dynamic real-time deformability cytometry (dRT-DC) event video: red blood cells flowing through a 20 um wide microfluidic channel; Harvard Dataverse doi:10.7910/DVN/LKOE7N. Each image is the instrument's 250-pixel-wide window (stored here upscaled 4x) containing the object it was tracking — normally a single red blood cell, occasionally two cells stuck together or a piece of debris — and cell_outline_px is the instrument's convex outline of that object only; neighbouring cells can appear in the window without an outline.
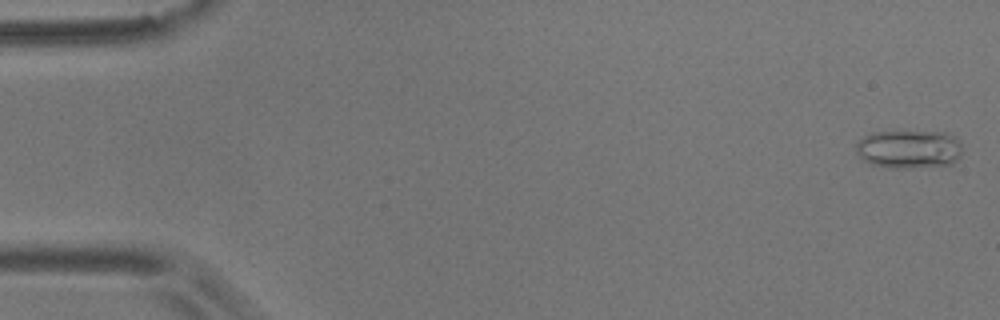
{"species": "common noctule bat (a hibernating species)", "species_latin": "Nyctalus noctula", "temperature_condition": "room temperature", "stored_images_in_passage": 9, "camera_frame_rate_fps": 3000, "um_per_image_px": 0.085, "animal": {"sex": "male", "body_mass_g": 17.9}, "frame": {"image": 1, "passage_image": 1, "time_ms": 0.0, "image_size_px": [1000, 320], "cell_outline_px": [[960, 156], [952, 164], [908, 168], [896, 168], [872, 164], [864, 160], [856, 152], [856, 144], [864, 136], [872, 132], [948, 132], [956, 136], [960, 140]], "centroid_in_image_um": [77.29, 12.67], "position_along_channel_um": 7.7, "area_um2": 23.7}}
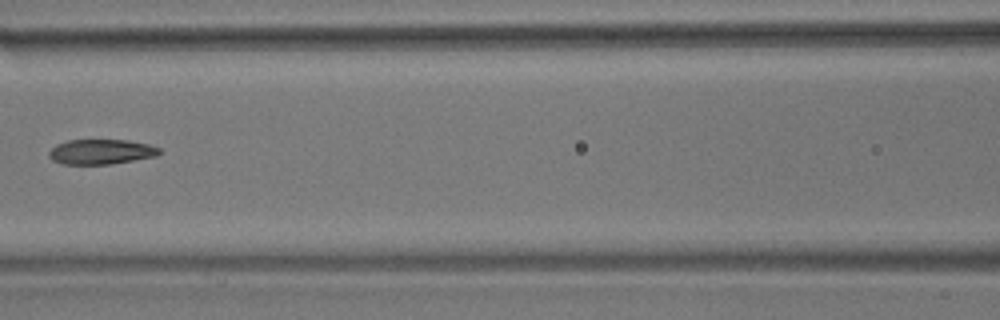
{"frame": {"image": 2, "passage_image": 7, "time_ms": 8.0, "image_size_px": [1000, 320], "cell_outline_px": [[160, 152], [156, 156], [112, 164], [64, 164], [52, 160], [48, 156], [48, 152], [56, 144], [68, 140], [128, 140], [148, 144], [160, 148]], "centroid_in_image_um": [8.57, 12.9], "position_along_channel_um": 158.0, "area_um2": 16.07}}
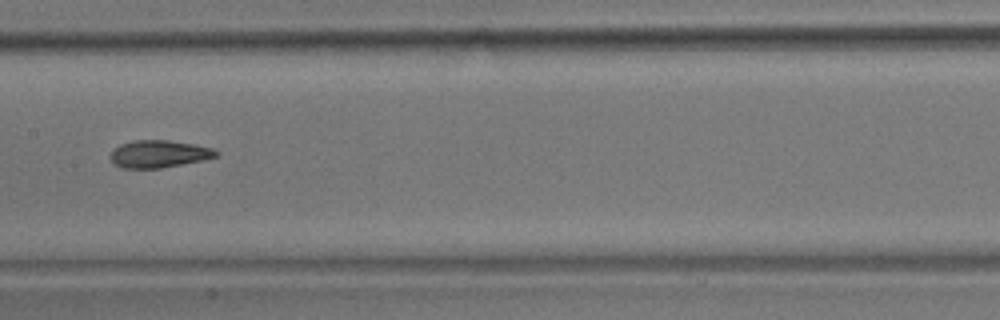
{"frame": {"image": 3, "passage_image": 8, "time_ms": 9.0, "image_size_px": [1000, 320], "cell_outline_px": [[220, 152], [216, 156], [200, 160], [160, 168], [124, 168], [112, 164], [108, 156], [112, 148], [120, 144], [132, 140], [168, 140], [192, 144], [212, 148]], "centroid_in_image_um": [13.4, 13.07], "position_along_channel_um": 194.0, "area_um2": 16.88}}